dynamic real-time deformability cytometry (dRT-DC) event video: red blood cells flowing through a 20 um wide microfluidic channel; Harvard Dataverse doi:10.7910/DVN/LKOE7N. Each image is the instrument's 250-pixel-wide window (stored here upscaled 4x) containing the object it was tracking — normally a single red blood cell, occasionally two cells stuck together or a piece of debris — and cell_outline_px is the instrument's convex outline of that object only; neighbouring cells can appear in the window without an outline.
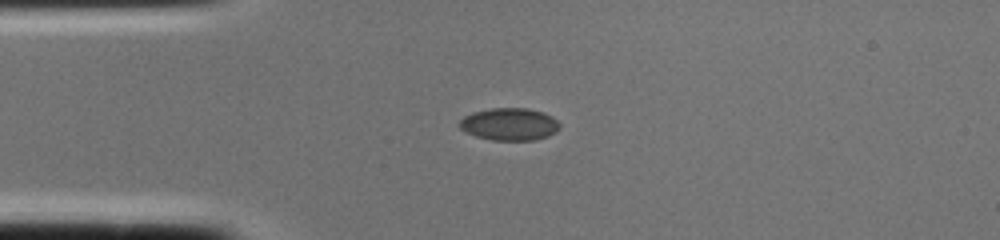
{"species": "common noctule bat (a hibernating species)", "species_latin": "Nyctalus noctula", "temperature_condition": "cold", "stored_images_in_passage": 1, "camera_frame_rate_fps": 3000, "um_per_image_px": 0.085, "animal": {"sex": "female", "body_mass_g": 22.0, "forearm_length_mm": 56.7}, "frame": {"image": 1, "passage_image": 1, "time_ms": 0.0, "image_size_px": [1000, 240], "cell_outline_px": [[560, 128], [556, 132], [548, 136], [536, 140], [492, 140], [476, 136], [460, 128], [456, 124], [464, 116], [472, 112], [492, 108], [528, 108], [544, 112], [552, 116], [560, 124]], "centroid_in_image_um": [43.31, 10.55], "position_along_channel_um": 41.7, "area_um2": 19.07}}